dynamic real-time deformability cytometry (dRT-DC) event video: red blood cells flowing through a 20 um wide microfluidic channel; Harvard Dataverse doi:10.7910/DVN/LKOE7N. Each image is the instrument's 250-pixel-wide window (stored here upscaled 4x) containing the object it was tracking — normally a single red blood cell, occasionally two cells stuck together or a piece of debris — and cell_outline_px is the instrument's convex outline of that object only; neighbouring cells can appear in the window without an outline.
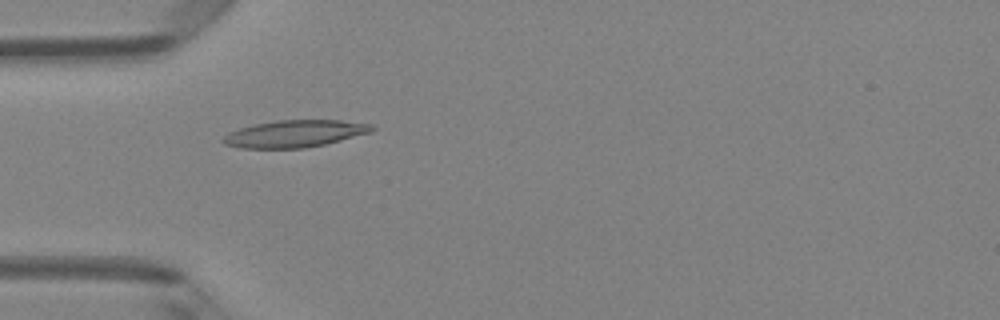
{"species": "Egyptian fruit bat (a non-hibernating species)", "species_latin": "Rousettus aegyptiacus", "temperature_condition": "room temperature", "stored_images_in_passage": 6, "camera_frame_rate_fps": 3000, "um_per_image_px": 0.085, "animal": {"sex": "female"}, "frame": {"image": 1, "passage_image": 5, "time_ms": 4.667, "image_size_px": [1000, 320], "cell_outline_px": [[376, 128], [372, 132], [324, 144], [304, 148], [240, 148], [224, 144], [220, 140], [228, 132], [240, 128], [256, 124], [276, 120], [340, 120], [372, 124]], "centroid_in_image_um": [25.05, 11.36], "position_along_channel_um": 60.0, "area_um2": 23.47}}
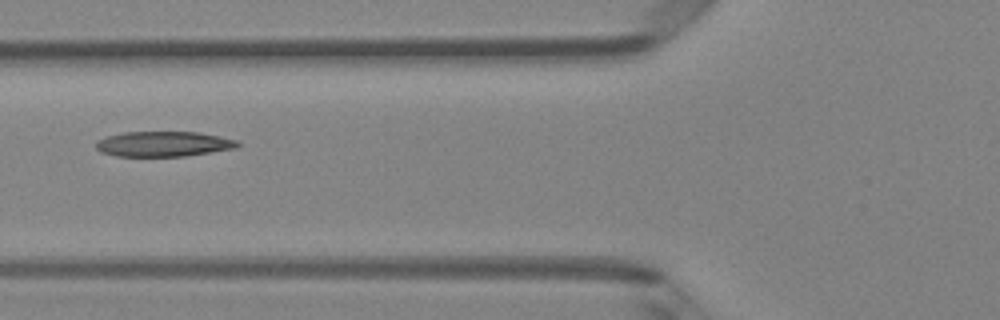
{"frame": {"image": 2, "passage_image": 6, "time_ms": 6.0, "image_size_px": [1000, 320], "cell_outline_px": [[240, 144], [236, 148], [184, 156], [116, 156], [100, 152], [96, 148], [96, 140], [104, 136], [124, 132], [200, 132], [220, 136], [236, 140]], "centroid_in_image_um": [13.85, 12.23], "position_along_channel_um": 111.9, "area_um2": 20.87}}